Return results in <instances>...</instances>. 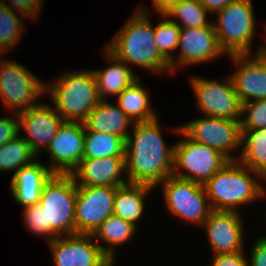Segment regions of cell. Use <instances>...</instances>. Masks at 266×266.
I'll list each match as a JSON object with an SVG mask.
<instances>
[{
  "instance_id": "obj_9",
  "label": "cell",
  "mask_w": 266,
  "mask_h": 266,
  "mask_svg": "<svg viewBox=\"0 0 266 266\" xmlns=\"http://www.w3.org/2000/svg\"><path fill=\"white\" fill-rule=\"evenodd\" d=\"M162 184L163 195L172 215L197 225H203L212 208L202 184L169 176Z\"/></svg>"
},
{
  "instance_id": "obj_19",
  "label": "cell",
  "mask_w": 266,
  "mask_h": 266,
  "mask_svg": "<svg viewBox=\"0 0 266 266\" xmlns=\"http://www.w3.org/2000/svg\"><path fill=\"white\" fill-rule=\"evenodd\" d=\"M123 173L126 174L125 156H110L82 159L70 175L77 186L119 187L129 183Z\"/></svg>"
},
{
  "instance_id": "obj_24",
  "label": "cell",
  "mask_w": 266,
  "mask_h": 266,
  "mask_svg": "<svg viewBox=\"0 0 266 266\" xmlns=\"http://www.w3.org/2000/svg\"><path fill=\"white\" fill-rule=\"evenodd\" d=\"M136 230L137 227L135 225L125 221L115 214H112L101 223L92 235L96 241L101 240V243H98V245L111 260H114V256H116L114 254L115 246H120L127 243L128 240L130 241V238L136 234ZM102 242H105L108 245L103 246Z\"/></svg>"
},
{
  "instance_id": "obj_7",
  "label": "cell",
  "mask_w": 266,
  "mask_h": 266,
  "mask_svg": "<svg viewBox=\"0 0 266 266\" xmlns=\"http://www.w3.org/2000/svg\"><path fill=\"white\" fill-rule=\"evenodd\" d=\"M173 130L183 136V139L174 145L173 176L204 185L229 162L214 148L190 139L180 129V125Z\"/></svg>"
},
{
  "instance_id": "obj_6",
  "label": "cell",
  "mask_w": 266,
  "mask_h": 266,
  "mask_svg": "<svg viewBox=\"0 0 266 266\" xmlns=\"http://www.w3.org/2000/svg\"><path fill=\"white\" fill-rule=\"evenodd\" d=\"M253 0H235L216 12L213 23L221 50L229 55L252 54L256 18Z\"/></svg>"
},
{
  "instance_id": "obj_39",
  "label": "cell",
  "mask_w": 266,
  "mask_h": 266,
  "mask_svg": "<svg viewBox=\"0 0 266 266\" xmlns=\"http://www.w3.org/2000/svg\"><path fill=\"white\" fill-rule=\"evenodd\" d=\"M155 11H162L171 1L174 0H152Z\"/></svg>"
},
{
  "instance_id": "obj_20",
  "label": "cell",
  "mask_w": 266,
  "mask_h": 266,
  "mask_svg": "<svg viewBox=\"0 0 266 266\" xmlns=\"http://www.w3.org/2000/svg\"><path fill=\"white\" fill-rule=\"evenodd\" d=\"M53 174L49 166L38 160L21 167L10 180L12 197L23 208L39 203L43 186Z\"/></svg>"
},
{
  "instance_id": "obj_4",
  "label": "cell",
  "mask_w": 266,
  "mask_h": 266,
  "mask_svg": "<svg viewBox=\"0 0 266 266\" xmlns=\"http://www.w3.org/2000/svg\"><path fill=\"white\" fill-rule=\"evenodd\" d=\"M54 109L64 121L84 122L99 104L97 83L93 71L65 72L46 84Z\"/></svg>"
},
{
  "instance_id": "obj_1",
  "label": "cell",
  "mask_w": 266,
  "mask_h": 266,
  "mask_svg": "<svg viewBox=\"0 0 266 266\" xmlns=\"http://www.w3.org/2000/svg\"><path fill=\"white\" fill-rule=\"evenodd\" d=\"M132 129L125 140V179L156 187L172 175L175 146L165 143L158 118L134 123Z\"/></svg>"
},
{
  "instance_id": "obj_8",
  "label": "cell",
  "mask_w": 266,
  "mask_h": 266,
  "mask_svg": "<svg viewBox=\"0 0 266 266\" xmlns=\"http://www.w3.org/2000/svg\"><path fill=\"white\" fill-rule=\"evenodd\" d=\"M46 93V84L34 73L15 61H0V97L6 109L22 111L39 104L36 100Z\"/></svg>"
},
{
  "instance_id": "obj_29",
  "label": "cell",
  "mask_w": 266,
  "mask_h": 266,
  "mask_svg": "<svg viewBox=\"0 0 266 266\" xmlns=\"http://www.w3.org/2000/svg\"><path fill=\"white\" fill-rule=\"evenodd\" d=\"M37 154L23 137L17 135L0 146V171H15L34 163Z\"/></svg>"
},
{
  "instance_id": "obj_31",
  "label": "cell",
  "mask_w": 266,
  "mask_h": 266,
  "mask_svg": "<svg viewBox=\"0 0 266 266\" xmlns=\"http://www.w3.org/2000/svg\"><path fill=\"white\" fill-rule=\"evenodd\" d=\"M159 13L161 14V17L163 16V20L154 27V37L158 52L168 63H170L174 60L172 52L173 50H177L181 28L178 23L171 21L161 11H159Z\"/></svg>"
},
{
  "instance_id": "obj_38",
  "label": "cell",
  "mask_w": 266,
  "mask_h": 266,
  "mask_svg": "<svg viewBox=\"0 0 266 266\" xmlns=\"http://www.w3.org/2000/svg\"><path fill=\"white\" fill-rule=\"evenodd\" d=\"M235 0H199L209 13H216L222 10L227 4Z\"/></svg>"
},
{
  "instance_id": "obj_33",
  "label": "cell",
  "mask_w": 266,
  "mask_h": 266,
  "mask_svg": "<svg viewBox=\"0 0 266 266\" xmlns=\"http://www.w3.org/2000/svg\"><path fill=\"white\" fill-rule=\"evenodd\" d=\"M23 219L25 228L32 234L46 237V216L39 203L24 207Z\"/></svg>"
},
{
  "instance_id": "obj_10",
  "label": "cell",
  "mask_w": 266,
  "mask_h": 266,
  "mask_svg": "<svg viewBox=\"0 0 266 266\" xmlns=\"http://www.w3.org/2000/svg\"><path fill=\"white\" fill-rule=\"evenodd\" d=\"M190 79L199 111L204 116L241 120L242 103L230 76L221 82L198 76H193Z\"/></svg>"
},
{
  "instance_id": "obj_18",
  "label": "cell",
  "mask_w": 266,
  "mask_h": 266,
  "mask_svg": "<svg viewBox=\"0 0 266 266\" xmlns=\"http://www.w3.org/2000/svg\"><path fill=\"white\" fill-rule=\"evenodd\" d=\"M238 211L212 210L203 225L215 254L244 251L242 218Z\"/></svg>"
},
{
  "instance_id": "obj_25",
  "label": "cell",
  "mask_w": 266,
  "mask_h": 266,
  "mask_svg": "<svg viewBox=\"0 0 266 266\" xmlns=\"http://www.w3.org/2000/svg\"><path fill=\"white\" fill-rule=\"evenodd\" d=\"M241 164L259 173L266 180V127L259 130H241Z\"/></svg>"
},
{
  "instance_id": "obj_17",
  "label": "cell",
  "mask_w": 266,
  "mask_h": 266,
  "mask_svg": "<svg viewBox=\"0 0 266 266\" xmlns=\"http://www.w3.org/2000/svg\"><path fill=\"white\" fill-rule=\"evenodd\" d=\"M16 116L19 120V130L23 129L27 134L23 138L37 156L41 150L47 149L64 122L54 107L44 103H39Z\"/></svg>"
},
{
  "instance_id": "obj_28",
  "label": "cell",
  "mask_w": 266,
  "mask_h": 266,
  "mask_svg": "<svg viewBox=\"0 0 266 266\" xmlns=\"http://www.w3.org/2000/svg\"><path fill=\"white\" fill-rule=\"evenodd\" d=\"M125 156V141L105 132L85 131L83 159Z\"/></svg>"
},
{
  "instance_id": "obj_11",
  "label": "cell",
  "mask_w": 266,
  "mask_h": 266,
  "mask_svg": "<svg viewBox=\"0 0 266 266\" xmlns=\"http://www.w3.org/2000/svg\"><path fill=\"white\" fill-rule=\"evenodd\" d=\"M180 129L190 139L214 148L229 161L236 160L232 154L241 148V120L203 116L180 125Z\"/></svg>"
},
{
  "instance_id": "obj_3",
  "label": "cell",
  "mask_w": 266,
  "mask_h": 266,
  "mask_svg": "<svg viewBox=\"0 0 266 266\" xmlns=\"http://www.w3.org/2000/svg\"><path fill=\"white\" fill-rule=\"evenodd\" d=\"M257 179L264 180L238 160L229 161L203 185L212 210L237 211L238 206L266 196Z\"/></svg>"
},
{
  "instance_id": "obj_12",
  "label": "cell",
  "mask_w": 266,
  "mask_h": 266,
  "mask_svg": "<svg viewBox=\"0 0 266 266\" xmlns=\"http://www.w3.org/2000/svg\"><path fill=\"white\" fill-rule=\"evenodd\" d=\"M116 187L77 186L75 233L93 234L113 214Z\"/></svg>"
},
{
  "instance_id": "obj_21",
  "label": "cell",
  "mask_w": 266,
  "mask_h": 266,
  "mask_svg": "<svg viewBox=\"0 0 266 266\" xmlns=\"http://www.w3.org/2000/svg\"><path fill=\"white\" fill-rule=\"evenodd\" d=\"M103 54L109 66L106 69L92 71L96 79L99 98L106 100V95L117 97L139 77L135 76L133 70L106 47H104Z\"/></svg>"
},
{
  "instance_id": "obj_13",
  "label": "cell",
  "mask_w": 266,
  "mask_h": 266,
  "mask_svg": "<svg viewBox=\"0 0 266 266\" xmlns=\"http://www.w3.org/2000/svg\"><path fill=\"white\" fill-rule=\"evenodd\" d=\"M92 234L58 236L49 242L55 266H106L111 260ZM94 241V242H92Z\"/></svg>"
},
{
  "instance_id": "obj_41",
  "label": "cell",
  "mask_w": 266,
  "mask_h": 266,
  "mask_svg": "<svg viewBox=\"0 0 266 266\" xmlns=\"http://www.w3.org/2000/svg\"><path fill=\"white\" fill-rule=\"evenodd\" d=\"M115 260H110L106 266H114Z\"/></svg>"
},
{
  "instance_id": "obj_34",
  "label": "cell",
  "mask_w": 266,
  "mask_h": 266,
  "mask_svg": "<svg viewBox=\"0 0 266 266\" xmlns=\"http://www.w3.org/2000/svg\"><path fill=\"white\" fill-rule=\"evenodd\" d=\"M10 4H6V0H0V4L17 10L21 16L25 18L37 19L43 0H10ZM15 8V9H14ZM37 17V18H36Z\"/></svg>"
},
{
  "instance_id": "obj_37",
  "label": "cell",
  "mask_w": 266,
  "mask_h": 266,
  "mask_svg": "<svg viewBox=\"0 0 266 266\" xmlns=\"http://www.w3.org/2000/svg\"><path fill=\"white\" fill-rule=\"evenodd\" d=\"M251 249L248 266H266V239L260 238Z\"/></svg>"
},
{
  "instance_id": "obj_35",
  "label": "cell",
  "mask_w": 266,
  "mask_h": 266,
  "mask_svg": "<svg viewBox=\"0 0 266 266\" xmlns=\"http://www.w3.org/2000/svg\"><path fill=\"white\" fill-rule=\"evenodd\" d=\"M211 266H248L245 251L215 254Z\"/></svg>"
},
{
  "instance_id": "obj_23",
  "label": "cell",
  "mask_w": 266,
  "mask_h": 266,
  "mask_svg": "<svg viewBox=\"0 0 266 266\" xmlns=\"http://www.w3.org/2000/svg\"><path fill=\"white\" fill-rule=\"evenodd\" d=\"M155 187L146 184L127 183L116 187L113 214L137 226L145 208L144 198Z\"/></svg>"
},
{
  "instance_id": "obj_22",
  "label": "cell",
  "mask_w": 266,
  "mask_h": 266,
  "mask_svg": "<svg viewBox=\"0 0 266 266\" xmlns=\"http://www.w3.org/2000/svg\"><path fill=\"white\" fill-rule=\"evenodd\" d=\"M107 101L101 100L90 112L83 122L85 131L105 132L117 135L125 141L130 134L128 128L134 122L119 108L118 104L113 105Z\"/></svg>"
},
{
  "instance_id": "obj_40",
  "label": "cell",
  "mask_w": 266,
  "mask_h": 266,
  "mask_svg": "<svg viewBox=\"0 0 266 266\" xmlns=\"http://www.w3.org/2000/svg\"><path fill=\"white\" fill-rule=\"evenodd\" d=\"M255 53H260L266 59V44L259 46Z\"/></svg>"
},
{
  "instance_id": "obj_36",
  "label": "cell",
  "mask_w": 266,
  "mask_h": 266,
  "mask_svg": "<svg viewBox=\"0 0 266 266\" xmlns=\"http://www.w3.org/2000/svg\"><path fill=\"white\" fill-rule=\"evenodd\" d=\"M15 118L0 117V146L20 135L18 116Z\"/></svg>"
},
{
  "instance_id": "obj_27",
  "label": "cell",
  "mask_w": 266,
  "mask_h": 266,
  "mask_svg": "<svg viewBox=\"0 0 266 266\" xmlns=\"http://www.w3.org/2000/svg\"><path fill=\"white\" fill-rule=\"evenodd\" d=\"M161 12L171 21L178 23L181 29L200 28L213 25V22L211 23L207 21V14L209 12L199 0H174L171 1ZM175 17L181 20V25Z\"/></svg>"
},
{
  "instance_id": "obj_32",
  "label": "cell",
  "mask_w": 266,
  "mask_h": 266,
  "mask_svg": "<svg viewBox=\"0 0 266 266\" xmlns=\"http://www.w3.org/2000/svg\"><path fill=\"white\" fill-rule=\"evenodd\" d=\"M244 116V117H243ZM241 130H259L266 127V99L242 104Z\"/></svg>"
},
{
  "instance_id": "obj_2",
  "label": "cell",
  "mask_w": 266,
  "mask_h": 266,
  "mask_svg": "<svg viewBox=\"0 0 266 266\" xmlns=\"http://www.w3.org/2000/svg\"><path fill=\"white\" fill-rule=\"evenodd\" d=\"M142 8L139 6L133 12L105 47L127 65L140 66L155 74L170 73L169 63L158 52L149 14Z\"/></svg>"
},
{
  "instance_id": "obj_16",
  "label": "cell",
  "mask_w": 266,
  "mask_h": 266,
  "mask_svg": "<svg viewBox=\"0 0 266 266\" xmlns=\"http://www.w3.org/2000/svg\"><path fill=\"white\" fill-rule=\"evenodd\" d=\"M238 68L230 74L241 103L266 99V59L260 53L229 55Z\"/></svg>"
},
{
  "instance_id": "obj_15",
  "label": "cell",
  "mask_w": 266,
  "mask_h": 266,
  "mask_svg": "<svg viewBox=\"0 0 266 266\" xmlns=\"http://www.w3.org/2000/svg\"><path fill=\"white\" fill-rule=\"evenodd\" d=\"M178 49L179 57L177 60L174 58L169 63L173 74L177 70L178 64L183 67L193 66L199 63H207L219 58L222 54L225 55L219 46L213 25L200 28H182L180 30Z\"/></svg>"
},
{
  "instance_id": "obj_5",
  "label": "cell",
  "mask_w": 266,
  "mask_h": 266,
  "mask_svg": "<svg viewBox=\"0 0 266 266\" xmlns=\"http://www.w3.org/2000/svg\"><path fill=\"white\" fill-rule=\"evenodd\" d=\"M77 185L70 174H53L42 189L39 204L46 216L48 243L58 236L75 234Z\"/></svg>"
},
{
  "instance_id": "obj_30",
  "label": "cell",
  "mask_w": 266,
  "mask_h": 266,
  "mask_svg": "<svg viewBox=\"0 0 266 266\" xmlns=\"http://www.w3.org/2000/svg\"><path fill=\"white\" fill-rule=\"evenodd\" d=\"M22 17L11 8L0 4V54L13 50L24 33ZM24 25V26H23Z\"/></svg>"
},
{
  "instance_id": "obj_26",
  "label": "cell",
  "mask_w": 266,
  "mask_h": 266,
  "mask_svg": "<svg viewBox=\"0 0 266 266\" xmlns=\"http://www.w3.org/2000/svg\"><path fill=\"white\" fill-rule=\"evenodd\" d=\"M137 79L132 85L127 87L117 96L119 108L125 112L134 123L152 121L158 116L152 110L148 93L140 85Z\"/></svg>"
},
{
  "instance_id": "obj_14",
  "label": "cell",
  "mask_w": 266,
  "mask_h": 266,
  "mask_svg": "<svg viewBox=\"0 0 266 266\" xmlns=\"http://www.w3.org/2000/svg\"><path fill=\"white\" fill-rule=\"evenodd\" d=\"M85 125L64 121L45 152L51 157L49 169L54 174H70L83 159Z\"/></svg>"
}]
</instances>
